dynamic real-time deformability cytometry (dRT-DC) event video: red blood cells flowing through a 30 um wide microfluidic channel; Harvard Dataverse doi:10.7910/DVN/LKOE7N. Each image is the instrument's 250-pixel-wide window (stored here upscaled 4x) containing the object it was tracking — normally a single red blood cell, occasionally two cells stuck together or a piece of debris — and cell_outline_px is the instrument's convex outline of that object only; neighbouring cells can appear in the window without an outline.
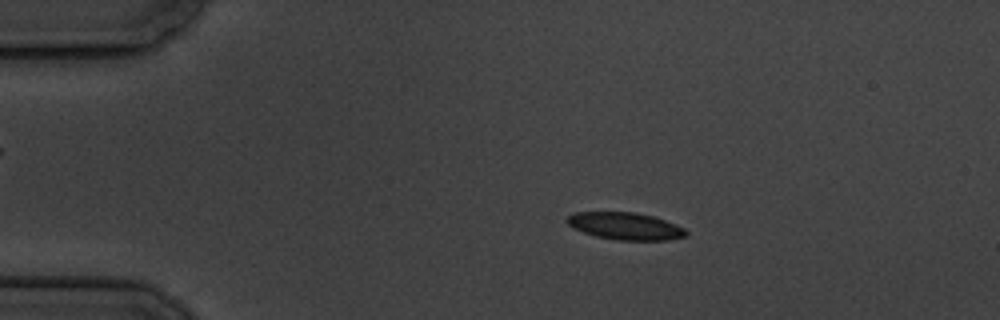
{"species": "common noctule bat (a hibernating species)", "species_latin": "Nyctalus noctula", "temperature_condition": "cold", "stored_images_in_passage": 5, "camera_frame_rate_fps": 3000, "um_per_image_px": 0.085, "animal": {"sex": "male", "body_mass_g": 19.5, "forearm_length_mm": 54.6}, "frame": {"image": 1, "passage_image": 3, "time_ms": 2.333, "image_size_px": [1000, 320], "cell_outline_px": [[688, 236], [668, 240], [616, 240], [596, 236], [572, 228], [564, 220], [568, 216], [576, 212], [636, 212], [652, 216], [664, 220], [684, 228], [688, 232]], "centroid_in_image_um": [53.14, 19.22], "position_along_channel_um": 31.9, "area_um2": 18.9}}
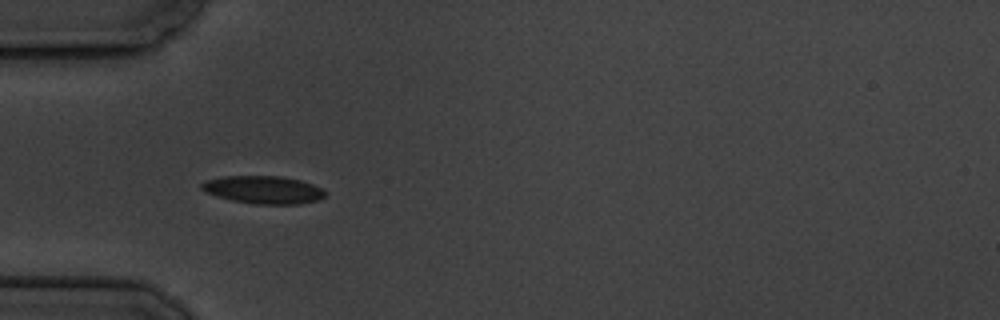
{"frame": {"image": 2, "passage_image": 5, "time_ms": 4.667, "image_size_px": [1000, 320], "cell_outline_px": [[328, 192], [320, 200], [300, 204], [256, 204], [232, 200], [216, 196], [204, 192], [200, 188], [200, 184], [208, 180], [224, 176], [280, 176], [300, 180], [312, 184]], "centroid_in_image_um": [22.4, 16.13], "position_along_channel_um": 62.6, "area_um2": 20.06}}